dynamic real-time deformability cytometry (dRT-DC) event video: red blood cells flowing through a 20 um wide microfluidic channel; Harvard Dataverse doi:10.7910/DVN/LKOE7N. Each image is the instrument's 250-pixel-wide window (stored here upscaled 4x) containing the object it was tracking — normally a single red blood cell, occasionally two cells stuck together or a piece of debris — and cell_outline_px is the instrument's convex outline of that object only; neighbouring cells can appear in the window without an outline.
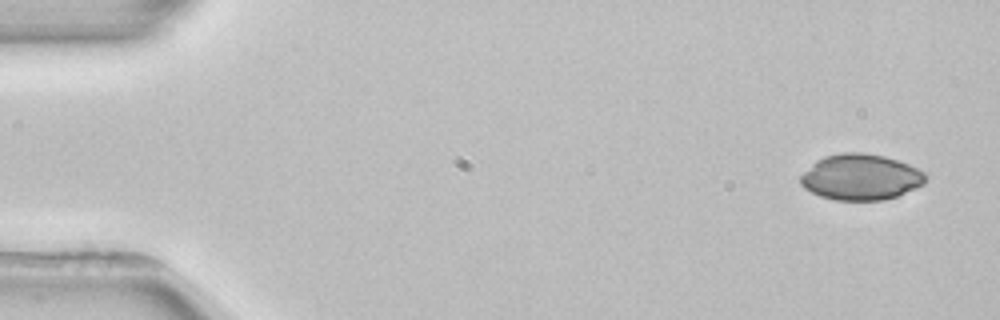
{"species": "common noctule bat (a hibernating species)", "species_latin": "Nyctalus noctula", "temperature_condition": "room temperature", "stored_images_in_passage": 5, "segment_of_instrument_passage": [1, 2], "camera_frame_rate_fps": 3000, "um_per_image_px": 0.085, "animal": {"sex": "female", "body_mass_g": 22.7, "forearm_length_mm": 54.2}, "frame": {"image": 1, "passage_image": 1, "time_ms": 0.0, "image_size_px": [1000, 320], "cell_outline_px": [[924, 184], [896, 196], [884, 200], [836, 200], [820, 196], [804, 188], [800, 184], [800, 176], [816, 160], [824, 156], [840, 152], [864, 152], [884, 156], [908, 164], [924, 172]], "centroid_in_image_um": [73.12, 15.04], "position_along_channel_um": 11.9, "area_um2": 33.29}}